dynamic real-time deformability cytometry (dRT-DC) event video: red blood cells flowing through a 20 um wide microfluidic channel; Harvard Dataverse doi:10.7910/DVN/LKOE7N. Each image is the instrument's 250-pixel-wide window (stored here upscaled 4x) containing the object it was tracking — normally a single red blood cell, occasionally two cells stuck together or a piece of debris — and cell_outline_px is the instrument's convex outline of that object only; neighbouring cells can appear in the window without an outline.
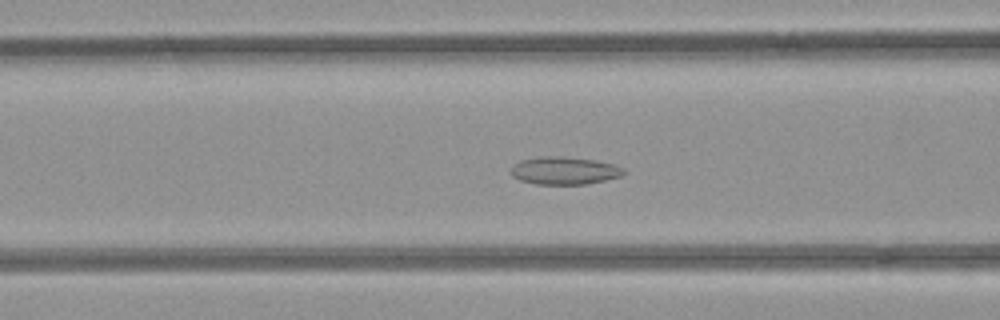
{"species": "common noctule bat (a hibernating species)", "species_latin": "Nyctalus noctula", "temperature_condition": "room temperature", "stored_images_in_passage": 53, "segment_of_instrument_passage": [1, 2], "camera_frame_rate_fps": 3000, "um_per_image_px": 0.085, "animal": {"sex": "female", "body_mass_g": 21.9}, "frame": {"image": 1, "passage_image": 20, "time_ms": 6.333, "image_size_px": [1000, 320], "cell_outline_px": [[628, 172], [620, 176], [588, 184], [536, 184], [520, 180], [512, 176], [512, 164], [520, 160], [540, 156], [560, 156], [596, 160], [612, 164], [624, 168]], "centroid_in_image_um": [47.97, 14.5], "position_along_channel_um": 118.6, "area_um2": 18.26}}
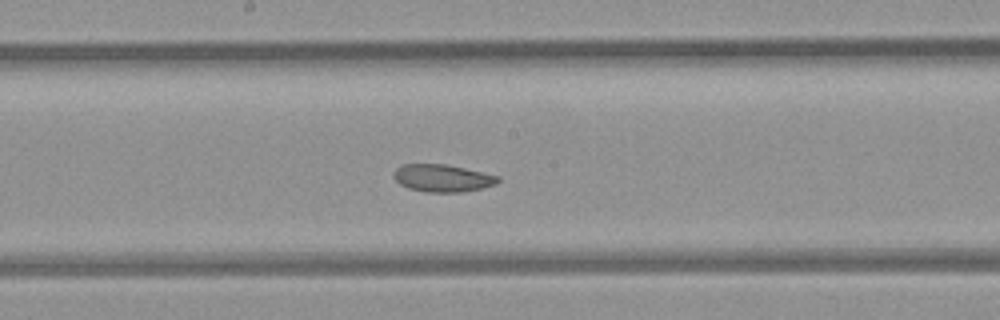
{"frame": {"image": 2, "passage_image": 27, "time_ms": 8.667, "image_size_px": [1000, 320], "cell_outline_px": [[500, 180], [496, 184], [480, 188], [460, 192], [428, 192], [408, 188], [400, 184], [396, 180], [396, 168], [404, 164], [444, 164], [464, 168], [500, 176]], "centroid_in_image_um": [37.64, 15.14], "position_along_channel_um": 210.6, "area_um2": 16.36}}
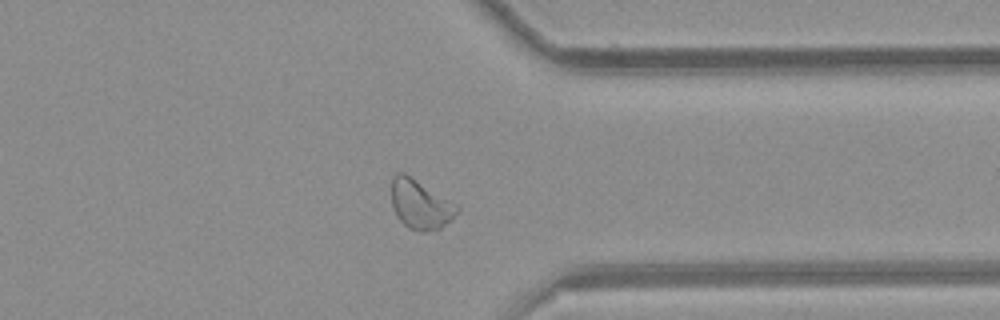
{"frame": {"image": 3, "passage_image": 40, "time_ms": 13.0, "image_size_px": [1000, 320], "cell_outline_px": [[460, 208], [452, 220], [440, 228], [424, 232], [420, 232], [408, 228], [396, 216], [392, 204], [392, 176], [396, 172], [404, 172], [456, 204]], "centroid_in_image_um": [35.72, 17.38], "position_along_channel_um": 375.7, "area_um2": 18.79}}